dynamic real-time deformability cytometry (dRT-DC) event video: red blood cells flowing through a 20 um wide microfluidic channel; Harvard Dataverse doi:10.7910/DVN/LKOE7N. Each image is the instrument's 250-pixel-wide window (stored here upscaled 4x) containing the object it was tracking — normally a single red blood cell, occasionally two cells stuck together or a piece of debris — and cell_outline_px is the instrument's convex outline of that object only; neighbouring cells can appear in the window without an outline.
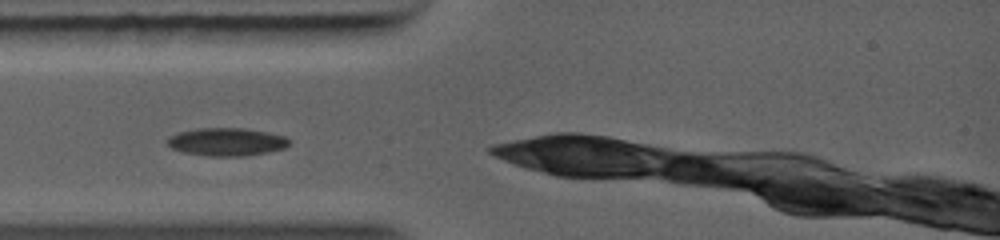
{"species": "common noctule bat (a hibernating species)", "species_latin": "Nyctalus noctula", "temperature_condition": "warm", "stored_images_in_passage": 25, "camera_frame_rate_fps": 5000, "um_per_image_px": 0.085, "animal": {"sex": "female", "body_mass_g": 19.0, "forearm_length_mm": 56.7}, "frame": {"image": 1, "passage_image": 1, "time_ms": 0.0, "image_size_px": [1000, 240], "cell_outline_px": [[288, 144], [280, 148], [260, 152], [224, 156], [220, 156], [192, 152], [176, 148], [168, 144], [168, 140], [184, 132], [204, 128], [240, 128], [280, 136], [288, 140]], "centroid_in_image_um": [19.27, 12.03], "position_along_channel_um": 65.7, "area_um2": 17.69}}
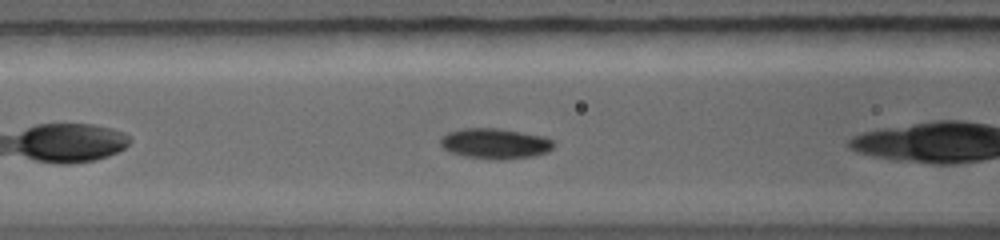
{"frame": {"image": 2, "passage_image": 4, "time_ms": 1.2, "image_size_px": [1000, 240], "cell_outline_px": [[552, 144], [548, 148], [540, 152], [524, 156], [476, 156], [460, 152], [448, 148], [444, 144], [444, 136], [452, 132], [472, 128], [492, 128], [516, 132], [548, 140]], "centroid_in_image_um": [42.04, 12.13], "position_along_channel_um": 124.6, "area_um2": 16.7}}